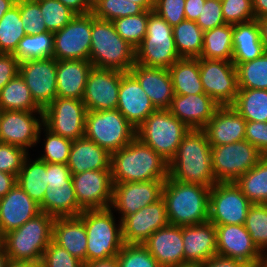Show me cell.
<instances>
[{"instance_id": "obj_1", "label": "cell", "mask_w": 267, "mask_h": 267, "mask_svg": "<svg viewBox=\"0 0 267 267\" xmlns=\"http://www.w3.org/2000/svg\"><path fill=\"white\" fill-rule=\"evenodd\" d=\"M110 167L113 184L169 177V163L137 137L111 154Z\"/></svg>"}, {"instance_id": "obj_2", "label": "cell", "mask_w": 267, "mask_h": 267, "mask_svg": "<svg viewBox=\"0 0 267 267\" xmlns=\"http://www.w3.org/2000/svg\"><path fill=\"white\" fill-rule=\"evenodd\" d=\"M169 177L182 182L214 186L211 146L203 130L190 129L169 162Z\"/></svg>"}, {"instance_id": "obj_3", "label": "cell", "mask_w": 267, "mask_h": 267, "mask_svg": "<svg viewBox=\"0 0 267 267\" xmlns=\"http://www.w3.org/2000/svg\"><path fill=\"white\" fill-rule=\"evenodd\" d=\"M210 190V187L168 177L163 185L162 198L169 225L188 226L207 222Z\"/></svg>"}, {"instance_id": "obj_4", "label": "cell", "mask_w": 267, "mask_h": 267, "mask_svg": "<svg viewBox=\"0 0 267 267\" xmlns=\"http://www.w3.org/2000/svg\"><path fill=\"white\" fill-rule=\"evenodd\" d=\"M89 60L93 67L127 73L135 64V48L121 38L112 21L97 19L92 13Z\"/></svg>"}, {"instance_id": "obj_5", "label": "cell", "mask_w": 267, "mask_h": 267, "mask_svg": "<svg viewBox=\"0 0 267 267\" xmlns=\"http://www.w3.org/2000/svg\"><path fill=\"white\" fill-rule=\"evenodd\" d=\"M54 217L44 212L28 220L0 238L9 259L40 263L45 249L52 241Z\"/></svg>"}, {"instance_id": "obj_6", "label": "cell", "mask_w": 267, "mask_h": 267, "mask_svg": "<svg viewBox=\"0 0 267 267\" xmlns=\"http://www.w3.org/2000/svg\"><path fill=\"white\" fill-rule=\"evenodd\" d=\"M112 210H84L79 215L87 232L86 263L117 256L124 244L121 220L116 224Z\"/></svg>"}, {"instance_id": "obj_7", "label": "cell", "mask_w": 267, "mask_h": 267, "mask_svg": "<svg viewBox=\"0 0 267 267\" xmlns=\"http://www.w3.org/2000/svg\"><path fill=\"white\" fill-rule=\"evenodd\" d=\"M180 58L173 37V27L156 12L148 10L147 33L135 48V63L169 69Z\"/></svg>"}, {"instance_id": "obj_8", "label": "cell", "mask_w": 267, "mask_h": 267, "mask_svg": "<svg viewBox=\"0 0 267 267\" xmlns=\"http://www.w3.org/2000/svg\"><path fill=\"white\" fill-rule=\"evenodd\" d=\"M189 130L168 109H158L136 129V137L169 163Z\"/></svg>"}, {"instance_id": "obj_9", "label": "cell", "mask_w": 267, "mask_h": 267, "mask_svg": "<svg viewBox=\"0 0 267 267\" xmlns=\"http://www.w3.org/2000/svg\"><path fill=\"white\" fill-rule=\"evenodd\" d=\"M84 137L112 154L136 137V129L117 109L87 111Z\"/></svg>"}, {"instance_id": "obj_10", "label": "cell", "mask_w": 267, "mask_h": 267, "mask_svg": "<svg viewBox=\"0 0 267 267\" xmlns=\"http://www.w3.org/2000/svg\"><path fill=\"white\" fill-rule=\"evenodd\" d=\"M264 155L246 140L211 147L212 170L217 182H235Z\"/></svg>"}, {"instance_id": "obj_11", "label": "cell", "mask_w": 267, "mask_h": 267, "mask_svg": "<svg viewBox=\"0 0 267 267\" xmlns=\"http://www.w3.org/2000/svg\"><path fill=\"white\" fill-rule=\"evenodd\" d=\"M252 203L234 182H217L209 195V218L214 225H244Z\"/></svg>"}, {"instance_id": "obj_12", "label": "cell", "mask_w": 267, "mask_h": 267, "mask_svg": "<svg viewBox=\"0 0 267 267\" xmlns=\"http://www.w3.org/2000/svg\"><path fill=\"white\" fill-rule=\"evenodd\" d=\"M86 113L82 100L56 97L43 110V125L56 135L77 140L84 137Z\"/></svg>"}, {"instance_id": "obj_13", "label": "cell", "mask_w": 267, "mask_h": 267, "mask_svg": "<svg viewBox=\"0 0 267 267\" xmlns=\"http://www.w3.org/2000/svg\"><path fill=\"white\" fill-rule=\"evenodd\" d=\"M205 94L220 106H231L239 91L238 74L232 61L199 58Z\"/></svg>"}, {"instance_id": "obj_14", "label": "cell", "mask_w": 267, "mask_h": 267, "mask_svg": "<svg viewBox=\"0 0 267 267\" xmlns=\"http://www.w3.org/2000/svg\"><path fill=\"white\" fill-rule=\"evenodd\" d=\"M92 12L77 14L61 30L53 33V57L56 60H89Z\"/></svg>"}, {"instance_id": "obj_15", "label": "cell", "mask_w": 267, "mask_h": 267, "mask_svg": "<svg viewBox=\"0 0 267 267\" xmlns=\"http://www.w3.org/2000/svg\"><path fill=\"white\" fill-rule=\"evenodd\" d=\"M72 183L79 207L83 211L111 207L113 199L111 169L72 174Z\"/></svg>"}, {"instance_id": "obj_16", "label": "cell", "mask_w": 267, "mask_h": 267, "mask_svg": "<svg viewBox=\"0 0 267 267\" xmlns=\"http://www.w3.org/2000/svg\"><path fill=\"white\" fill-rule=\"evenodd\" d=\"M33 113H37L40 116L39 119ZM42 126L43 111H2L0 142L15 145L28 151L27 149L39 143Z\"/></svg>"}, {"instance_id": "obj_17", "label": "cell", "mask_w": 267, "mask_h": 267, "mask_svg": "<svg viewBox=\"0 0 267 267\" xmlns=\"http://www.w3.org/2000/svg\"><path fill=\"white\" fill-rule=\"evenodd\" d=\"M56 71L57 60L54 57L26 60L19 64V74L42 110L57 97Z\"/></svg>"}, {"instance_id": "obj_18", "label": "cell", "mask_w": 267, "mask_h": 267, "mask_svg": "<svg viewBox=\"0 0 267 267\" xmlns=\"http://www.w3.org/2000/svg\"><path fill=\"white\" fill-rule=\"evenodd\" d=\"M124 72L93 67L82 98L87 111L117 109L120 81Z\"/></svg>"}, {"instance_id": "obj_19", "label": "cell", "mask_w": 267, "mask_h": 267, "mask_svg": "<svg viewBox=\"0 0 267 267\" xmlns=\"http://www.w3.org/2000/svg\"><path fill=\"white\" fill-rule=\"evenodd\" d=\"M217 254L232 257L249 267H260L266 260L244 225H215Z\"/></svg>"}, {"instance_id": "obj_20", "label": "cell", "mask_w": 267, "mask_h": 267, "mask_svg": "<svg viewBox=\"0 0 267 267\" xmlns=\"http://www.w3.org/2000/svg\"><path fill=\"white\" fill-rule=\"evenodd\" d=\"M165 181L150 180L113 184V199L110 208L121 214V219L162 198Z\"/></svg>"}, {"instance_id": "obj_21", "label": "cell", "mask_w": 267, "mask_h": 267, "mask_svg": "<svg viewBox=\"0 0 267 267\" xmlns=\"http://www.w3.org/2000/svg\"><path fill=\"white\" fill-rule=\"evenodd\" d=\"M120 220L126 244L143 245L154 232L169 225L163 198Z\"/></svg>"}, {"instance_id": "obj_22", "label": "cell", "mask_w": 267, "mask_h": 267, "mask_svg": "<svg viewBox=\"0 0 267 267\" xmlns=\"http://www.w3.org/2000/svg\"><path fill=\"white\" fill-rule=\"evenodd\" d=\"M117 110L135 129L157 110L130 72L125 73L121 78Z\"/></svg>"}, {"instance_id": "obj_23", "label": "cell", "mask_w": 267, "mask_h": 267, "mask_svg": "<svg viewBox=\"0 0 267 267\" xmlns=\"http://www.w3.org/2000/svg\"><path fill=\"white\" fill-rule=\"evenodd\" d=\"M41 213L40 206L18 183L0 198V238Z\"/></svg>"}, {"instance_id": "obj_24", "label": "cell", "mask_w": 267, "mask_h": 267, "mask_svg": "<svg viewBox=\"0 0 267 267\" xmlns=\"http://www.w3.org/2000/svg\"><path fill=\"white\" fill-rule=\"evenodd\" d=\"M220 107L205 93L173 96L168 109L189 129L202 130Z\"/></svg>"}, {"instance_id": "obj_25", "label": "cell", "mask_w": 267, "mask_h": 267, "mask_svg": "<svg viewBox=\"0 0 267 267\" xmlns=\"http://www.w3.org/2000/svg\"><path fill=\"white\" fill-rule=\"evenodd\" d=\"M246 120L232 107L220 106L202 129L211 147L245 140Z\"/></svg>"}, {"instance_id": "obj_26", "label": "cell", "mask_w": 267, "mask_h": 267, "mask_svg": "<svg viewBox=\"0 0 267 267\" xmlns=\"http://www.w3.org/2000/svg\"><path fill=\"white\" fill-rule=\"evenodd\" d=\"M130 73L138 80L157 110L170 108L175 93L168 69L135 63Z\"/></svg>"}, {"instance_id": "obj_27", "label": "cell", "mask_w": 267, "mask_h": 267, "mask_svg": "<svg viewBox=\"0 0 267 267\" xmlns=\"http://www.w3.org/2000/svg\"><path fill=\"white\" fill-rule=\"evenodd\" d=\"M184 263L200 264L217 254L216 227L212 222L182 226Z\"/></svg>"}, {"instance_id": "obj_28", "label": "cell", "mask_w": 267, "mask_h": 267, "mask_svg": "<svg viewBox=\"0 0 267 267\" xmlns=\"http://www.w3.org/2000/svg\"><path fill=\"white\" fill-rule=\"evenodd\" d=\"M143 245L161 267L184 263L182 226L168 225L158 229Z\"/></svg>"}, {"instance_id": "obj_29", "label": "cell", "mask_w": 267, "mask_h": 267, "mask_svg": "<svg viewBox=\"0 0 267 267\" xmlns=\"http://www.w3.org/2000/svg\"><path fill=\"white\" fill-rule=\"evenodd\" d=\"M52 241L86 263L87 232L80 216L54 218Z\"/></svg>"}, {"instance_id": "obj_30", "label": "cell", "mask_w": 267, "mask_h": 267, "mask_svg": "<svg viewBox=\"0 0 267 267\" xmlns=\"http://www.w3.org/2000/svg\"><path fill=\"white\" fill-rule=\"evenodd\" d=\"M92 68L90 60H57V97L82 100Z\"/></svg>"}, {"instance_id": "obj_31", "label": "cell", "mask_w": 267, "mask_h": 267, "mask_svg": "<svg viewBox=\"0 0 267 267\" xmlns=\"http://www.w3.org/2000/svg\"><path fill=\"white\" fill-rule=\"evenodd\" d=\"M111 154L95 142L82 137L73 140L67 166L71 174L90 170L111 169Z\"/></svg>"}, {"instance_id": "obj_32", "label": "cell", "mask_w": 267, "mask_h": 267, "mask_svg": "<svg viewBox=\"0 0 267 267\" xmlns=\"http://www.w3.org/2000/svg\"><path fill=\"white\" fill-rule=\"evenodd\" d=\"M265 53L257 19L233 25L232 62L239 64L254 60Z\"/></svg>"}, {"instance_id": "obj_33", "label": "cell", "mask_w": 267, "mask_h": 267, "mask_svg": "<svg viewBox=\"0 0 267 267\" xmlns=\"http://www.w3.org/2000/svg\"><path fill=\"white\" fill-rule=\"evenodd\" d=\"M39 206L41 212L54 218L79 216L83 212L76 199L73 183L48 184Z\"/></svg>"}, {"instance_id": "obj_34", "label": "cell", "mask_w": 267, "mask_h": 267, "mask_svg": "<svg viewBox=\"0 0 267 267\" xmlns=\"http://www.w3.org/2000/svg\"><path fill=\"white\" fill-rule=\"evenodd\" d=\"M168 70L175 94L205 93L200 77L199 58H180Z\"/></svg>"}, {"instance_id": "obj_35", "label": "cell", "mask_w": 267, "mask_h": 267, "mask_svg": "<svg viewBox=\"0 0 267 267\" xmlns=\"http://www.w3.org/2000/svg\"><path fill=\"white\" fill-rule=\"evenodd\" d=\"M30 160L29 156L25 158L17 176V183L31 199L40 205L48 187L47 163L38 158L33 162Z\"/></svg>"}, {"instance_id": "obj_36", "label": "cell", "mask_w": 267, "mask_h": 267, "mask_svg": "<svg viewBox=\"0 0 267 267\" xmlns=\"http://www.w3.org/2000/svg\"><path fill=\"white\" fill-rule=\"evenodd\" d=\"M233 25L223 24L203 34V49L198 58L232 61Z\"/></svg>"}, {"instance_id": "obj_37", "label": "cell", "mask_w": 267, "mask_h": 267, "mask_svg": "<svg viewBox=\"0 0 267 267\" xmlns=\"http://www.w3.org/2000/svg\"><path fill=\"white\" fill-rule=\"evenodd\" d=\"M0 108L2 111H43L33 100L30 90L20 74L0 90Z\"/></svg>"}, {"instance_id": "obj_38", "label": "cell", "mask_w": 267, "mask_h": 267, "mask_svg": "<svg viewBox=\"0 0 267 267\" xmlns=\"http://www.w3.org/2000/svg\"><path fill=\"white\" fill-rule=\"evenodd\" d=\"M234 183L252 204H267V156Z\"/></svg>"}, {"instance_id": "obj_39", "label": "cell", "mask_w": 267, "mask_h": 267, "mask_svg": "<svg viewBox=\"0 0 267 267\" xmlns=\"http://www.w3.org/2000/svg\"><path fill=\"white\" fill-rule=\"evenodd\" d=\"M231 106L246 121L267 122V90L239 89Z\"/></svg>"}, {"instance_id": "obj_40", "label": "cell", "mask_w": 267, "mask_h": 267, "mask_svg": "<svg viewBox=\"0 0 267 267\" xmlns=\"http://www.w3.org/2000/svg\"><path fill=\"white\" fill-rule=\"evenodd\" d=\"M204 31L195 21L183 20L173 27L176 49L181 58H198L203 49Z\"/></svg>"}, {"instance_id": "obj_41", "label": "cell", "mask_w": 267, "mask_h": 267, "mask_svg": "<svg viewBox=\"0 0 267 267\" xmlns=\"http://www.w3.org/2000/svg\"><path fill=\"white\" fill-rule=\"evenodd\" d=\"M54 34L46 31L25 35L13 55L19 62L53 57Z\"/></svg>"}, {"instance_id": "obj_42", "label": "cell", "mask_w": 267, "mask_h": 267, "mask_svg": "<svg viewBox=\"0 0 267 267\" xmlns=\"http://www.w3.org/2000/svg\"><path fill=\"white\" fill-rule=\"evenodd\" d=\"M25 35L19 6L15 4L0 19V53L13 54Z\"/></svg>"}, {"instance_id": "obj_43", "label": "cell", "mask_w": 267, "mask_h": 267, "mask_svg": "<svg viewBox=\"0 0 267 267\" xmlns=\"http://www.w3.org/2000/svg\"><path fill=\"white\" fill-rule=\"evenodd\" d=\"M239 89L267 90V54L255 58L237 67Z\"/></svg>"}, {"instance_id": "obj_44", "label": "cell", "mask_w": 267, "mask_h": 267, "mask_svg": "<svg viewBox=\"0 0 267 267\" xmlns=\"http://www.w3.org/2000/svg\"><path fill=\"white\" fill-rule=\"evenodd\" d=\"M244 227L260 252L267 257V204H252Z\"/></svg>"}, {"instance_id": "obj_45", "label": "cell", "mask_w": 267, "mask_h": 267, "mask_svg": "<svg viewBox=\"0 0 267 267\" xmlns=\"http://www.w3.org/2000/svg\"><path fill=\"white\" fill-rule=\"evenodd\" d=\"M144 11L140 5L128 0H92V13L101 20L113 21Z\"/></svg>"}, {"instance_id": "obj_46", "label": "cell", "mask_w": 267, "mask_h": 267, "mask_svg": "<svg viewBox=\"0 0 267 267\" xmlns=\"http://www.w3.org/2000/svg\"><path fill=\"white\" fill-rule=\"evenodd\" d=\"M112 23L121 38L136 48L147 33L148 10L141 14L114 19Z\"/></svg>"}, {"instance_id": "obj_47", "label": "cell", "mask_w": 267, "mask_h": 267, "mask_svg": "<svg viewBox=\"0 0 267 267\" xmlns=\"http://www.w3.org/2000/svg\"><path fill=\"white\" fill-rule=\"evenodd\" d=\"M41 9L47 31L55 33L67 25L77 14L59 0H35Z\"/></svg>"}, {"instance_id": "obj_48", "label": "cell", "mask_w": 267, "mask_h": 267, "mask_svg": "<svg viewBox=\"0 0 267 267\" xmlns=\"http://www.w3.org/2000/svg\"><path fill=\"white\" fill-rule=\"evenodd\" d=\"M44 133L46 131V140L44 139V153L38 159L46 163L67 164L69 160L72 140L56 135L48 130L44 125L42 127Z\"/></svg>"}, {"instance_id": "obj_49", "label": "cell", "mask_w": 267, "mask_h": 267, "mask_svg": "<svg viewBox=\"0 0 267 267\" xmlns=\"http://www.w3.org/2000/svg\"><path fill=\"white\" fill-rule=\"evenodd\" d=\"M118 267H161L141 244L124 243L117 255Z\"/></svg>"}, {"instance_id": "obj_50", "label": "cell", "mask_w": 267, "mask_h": 267, "mask_svg": "<svg viewBox=\"0 0 267 267\" xmlns=\"http://www.w3.org/2000/svg\"><path fill=\"white\" fill-rule=\"evenodd\" d=\"M26 35L47 31L40 5L35 0H16Z\"/></svg>"}, {"instance_id": "obj_51", "label": "cell", "mask_w": 267, "mask_h": 267, "mask_svg": "<svg viewBox=\"0 0 267 267\" xmlns=\"http://www.w3.org/2000/svg\"><path fill=\"white\" fill-rule=\"evenodd\" d=\"M224 21L227 24L246 23L255 20L252 0H221Z\"/></svg>"}, {"instance_id": "obj_52", "label": "cell", "mask_w": 267, "mask_h": 267, "mask_svg": "<svg viewBox=\"0 0 267 267\" xmlns=\"http://www.w3.org/2000/svg\"><path fill=\"white\" fill-rule=\"evenodd\" d=\"M28 154L21 147L0 142V171L18 176Z\"/></svg>"}, {"instance_id": "obj_53", "label": "cell", "mask_w": 267, "mask_h": 267, "mask_svg": "<svg viewBox=\"0 0 267 267\" xmlns=\"http://www.w3.org/2000/svg\"><path fill=\"white\" fill-rule=\"evenodd\" d=\"M41 267H84V263L53 241L45 249Z\"/></svg>"}, {"instance_id": "obj_54", "label": "cell", "mask_w": 267, "mask_h": 267, "mask_svg": "<svg viewBox=\"0 0 267 267\" xmlns=\"http://www.w3.org/2000/svg\"><path fill=\"white\" fill-rule=\"evenodd\" d=\"M186 0H154L153 11L166 20L171 27L185 20Z\"/></svg>"}, {"instance_id": "obj_55", "label": "cell", "mask_w": 267, "mask_h": 267, "mask_svg": "<svg viewBox=\"0 0 267 267\" xmlns=\"http://www.w3.org/2000/svg\"><path fill=\"white\" fill-rule=\"evenodd\" d=\"M196 23L204 32L225 24L221 0H206Z\"/></svg>"}, {"instance_id": "obj_56", "label": "cell", "mask_w": 267, "mask_h": 267, "mask_svg": "<svg viewBox=\"0 0 267 267\" xmlns=\"http://www.w3.org/2000/svg\"><path fill=\"white\" fill-rule=\"evenodd\" d=\"M245 140L267 156V122L247 121Z\"/></svg>"}, {"instance_id": "obj_57", "label": "cell", "mask_w": 267, "mask_h": 267, "mask_svg": "<svg viewBox=\"0 0 267 267\" xmlns=\"http://www.w3.org/2000/svg\"><path fill=\"white\" fill-rule=\"evenodd\" d=\"M19 64L13 54L0 53V90L19 74Z\"/></svg>"}, {"instance_id": "obj_58", "label": "cell", "mask_w": 267, "mask_h": 267, "mask_svg": "<svg viewBox=\"0 0 267 267\" xmlns=\"http://www.w3.org/2000/svg\"><path fill=\"white\" fill-rule=\"evenodd\" d=\"M48 184L72 183V174L67 164L47 163Z\"/></svg>"}, {"instance_id": "obj_59", "label": "cell", "mask_w": 267, "mask_h": 267, "mask_svg": "<svg viewBox=\"0 0 267 267\" xmlns=\"http://www.w3.org/2000/svg\"><path fill=\"white\" fill-rule=\"evenodd\" d=\"M199 267H249L244 262L232 257L216 254L207 261L199 264Z\"/></svg>"}, {"instance_id": "obj_60", "label": "cell", "mask_w": 267, "mask_h": 267, "mask_svg": "<svg viewBox=\"0 0 267 267\" xmlns=\"http://www.w3.org/2000/svg\"><path fill=\"white\" fill-rule=\"evenodd\" d=\"M206 0H186L185 1V19L195 21L198 19L202 7Z\"/></svg>"}, {"instance_id": "obj_61", "label": "cell", "mask_w": 267, "mask_h": 267, "mask_svg": "<svg viewBox=\"0 0 267 267\" xmlns=\"http://www.w3.org/2000/svg\"><path fill=\"white\" fill-rule=\"evenodd\" d=\"M63 5L70 8L76 14L92 12V0H59Z\"/></svg>"}, {"instance_id": "obj_62", "label": "cell", "mask_w": 267, "mask_h": 267, "mask_svg": "<svg viewBox=\"0 0 267 267\" xmlns=\"http://www.w3.org/2000/svg\"><path fill=\"white\" fill-rule=\"evenodd\" d=\"M17 183V176L0 171V198L5 196Z\"/></svg>"}, {"instance_id": "obj_63", "label": "cell", "mask_w": 267, "mask_h": 267, "mask_svg": "<svg viewBox=\"0 0 267 267\" xmlns=\"http://www.w3.org/2000/svg\"><path fill=\"white\" fill-rule=\"evenodd\" d=\"M84 267H118L117 256L84 263Z\"/></svg>"}, {"instance_id": "obj_64", "label": "cell", "mask_w": 267, "mask_h": 267, "mask_svg": "<svg viewBox=\"0 0 267 267\" xmlns=\"http://www.w3.org/2000/svg\"><path fill=\"white\" fill-rule=\"evenodd\" d=\"M255 19L267 16V0H252Z\"/></svg>"}, {"instance_id": "obj_65", "label": "cell", "mask_w": 267, "mask_h": 267, "mask_svg": "<svg viewBox=\"0 0 267 267\" xmlns=\"http://www.w3.org/2000/svg\"><path fill=\"white\" fill-rule=\"evenodd\" d=\"M260 31H261V40L264 46V51L267 54V16L257 19Z\"/></svg>"}, {"instance_id": "obj_66", "label": "cell", "mask_w": 267, "mask_h": 267, "mask_svg": "<svg viewBox=\"0 0 267 267\" xmlns=\"http://www.w3.org/2000/svg\"><path fill=\"white\" fill-rule=\"evenodd\" d=\"M6 267H41L40 263H34L31 261H13L9 260Z\"/></svg>"}, {"instance_id": "obj_67", "label": "cell", "mask_w": 267, "mask_h": 267, "mask_svg": "<svg viewBox=\"0 0 267 267\" xmlns=\"http://www.w3.org/2000/svg\"><path fill=\"white\" fill-rule=\"evenodd\" d=\"M15 4L16 0H0V19Z\"/></svg>"}, {"instance_id": "obj_68", "label": "cell", "mask_w": 267, "mask_h": 267, "mask_svg": "<svg viewBox=\"0 0 267 267\" xmlns=\"http://www.w3.org/2000/svg\"><path fill=\"white\" fill-rule=\"evenodd\" d=\"M140 5L144 10H153L154 0H128Z\"/></svg>"}, {"instance_id": "obj_69", "label": "cell", "mask_w": 267, "mask_h": 267, "mask_svg": "<svg viewBox=\"0 0 267 267\" xmlns=\"http://www.w3.org/2000/svg\"><path fill=\"white\" fill-rule=\"evenodd\" d=\"M9 260L5 247L0 243V267H6Z\"/></svg>"}, {"instance_id": "obj_70", "label": "cell", "mask_w": 267, "mask_h": 267, "mask_svg": "<svg viewBox=\"0 0 267 267\" xmlns=\"http://www.w3.org/2000/svg\"><path fill=\"white\" fill-rule=\"evenodd\" d=\"M170 267H199V264L185 262V263L177 264V265L170 266Z\"/></svg>"}, {"instance_id": "obj_71", "label": "cell", "mask_w": 267, "mask_h": 267, "mask_svg": "<svg viewBox=\"0 0 267 267\" xmlns=\"http://www.w3.org/2000/svg\"><path fill=\"white\" fill-rule=\"evenodd\" d=\"M260 267H267V260Z\"/></svg>"}]
</instances>
